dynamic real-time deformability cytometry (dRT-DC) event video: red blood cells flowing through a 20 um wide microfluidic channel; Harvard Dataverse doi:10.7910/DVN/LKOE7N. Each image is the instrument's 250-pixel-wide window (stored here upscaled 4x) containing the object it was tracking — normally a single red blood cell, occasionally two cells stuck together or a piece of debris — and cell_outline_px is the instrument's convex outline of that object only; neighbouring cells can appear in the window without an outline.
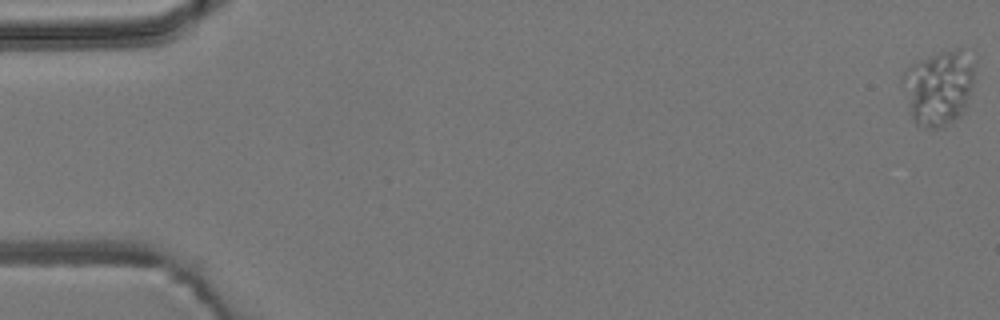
{"species": "common noctule bat (a hibernating species)", "species_latin": "Nyctalus noctula", "temperature_condition": "room temperature", "stored_images_in_passage": 6, "camera_frame_rate_fps": 3000, "um_per_image_px": 0.085, "animal": {"sex": "male", "body_mass_g": 19.2, "forearm_length_mm": 51.8}, "frame": {"image": 1, "passage_image": 1, "time_ms": 0.0, "image_size_px": [1000, 320], "cell_outline_px": [[972, 84], [964, 112], [960, 116], [944, 128], [928, 128], [916, 124], [912, 120], [900, 84], [900, 76], [908, 64], [940, 52], [956, 48], [972, 64]], "centroid_in_image_um": [79.68, 7.5], "position_along_channel_um": 5.3, "area_um2": 31.44}}